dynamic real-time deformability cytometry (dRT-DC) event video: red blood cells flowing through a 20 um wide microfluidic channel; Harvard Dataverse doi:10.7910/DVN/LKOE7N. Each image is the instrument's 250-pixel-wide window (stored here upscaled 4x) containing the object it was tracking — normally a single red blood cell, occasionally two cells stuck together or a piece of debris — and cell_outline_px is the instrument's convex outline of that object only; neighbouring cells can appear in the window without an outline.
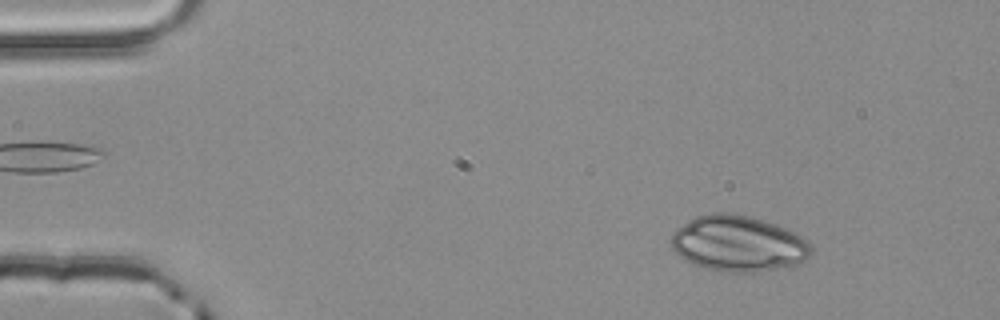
{"species": "common noctule bat (a hibernating species)", "species_latin": "Nyctalus noctula", "temperature_condition": "room temperature", "stored_images_in_passage": 3, "camera_frame_rate_fps": 3000, "um_per_image_px": 0.085, "animal": {"sex": "male", "body_mass_g": 20.4}, "frame": {"image": 1, "passage_image": 1, "time_ms": 0.0, "image_size_px": [1000, 320], "cell_outline_px": [[812, 256], [800, 264], [756, 272], [720, 272], [704, 268], [692, 264], [684, 260], [672, 248], [668, 240], [672, 232], [676, 228], [688, 220], [696, 216], [708, 212], [728, 212], [752, 216], [788, 228], [796, 232], [808, 240], [812, 248]], "centroid_in_image_um": [62.75, 20.69], "position_along_channel_um": 22.3, "area_um2": 46.64}}